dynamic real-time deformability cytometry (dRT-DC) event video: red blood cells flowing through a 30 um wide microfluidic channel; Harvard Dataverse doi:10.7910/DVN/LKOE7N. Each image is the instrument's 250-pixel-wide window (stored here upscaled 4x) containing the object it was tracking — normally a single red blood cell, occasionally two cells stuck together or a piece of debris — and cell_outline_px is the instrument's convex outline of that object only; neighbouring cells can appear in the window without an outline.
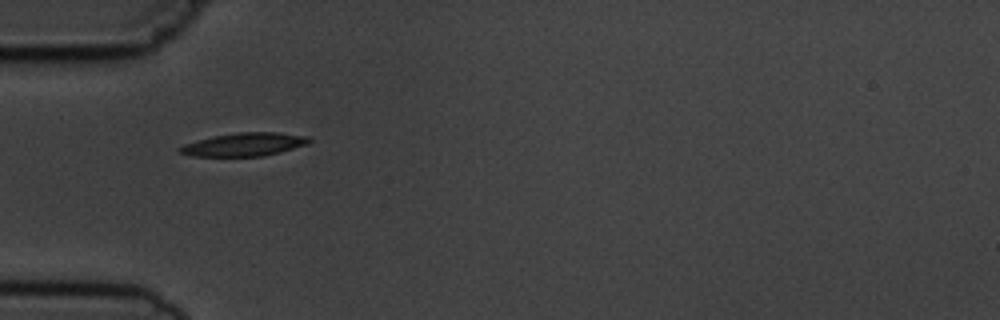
{"species": "common noctule bat (a hibernating species)", "species_latin": "Nyctalus noctula", "temperature_condition": "cold", "stored_images_in_passage": 5, "camera_frame_rate_fps": 3000, "um_per_image_px": 0.085, "animal": {"sex": "male", "body_mass_g": 19.5, "forearm_length_mm": 54.6}, "frame": {"image": 1, "passage_image": 1, "time_ms": 0.0, "image_size_px": [1000, 320], "cell_outline_px": [[312, 140], [308, 144], [280, 152], [264, 156], [192, 156], [180, 152], [176, 148], [184, 144], [212, 136], [236, 132], [280, 132], [312, 136]], "centroid_in_image_um": [20.81, 12.26], "position_along_channel_um": 64.2, "area_um2": 17.74}}
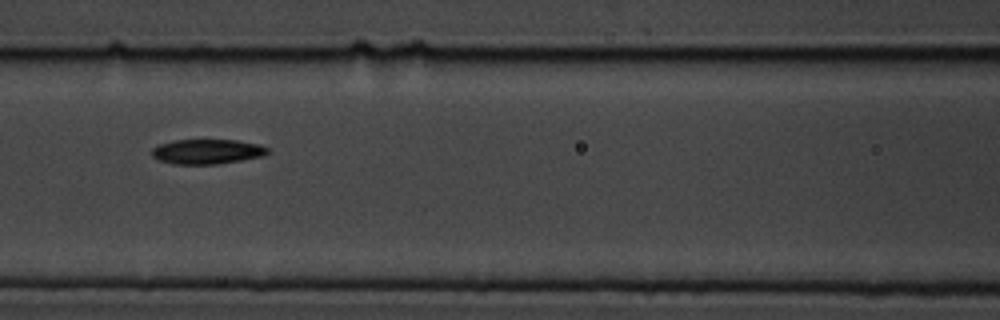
{"frame": {"image": 2, "passage_image": 3, "time_ms": 2.333, "image_size_px": [1000, 320], "cell_outline_px": [[268, 152], [264, 156], [220, 164], [172, 164], [156, 160], [152, 156], [152, 148], [160, 144], [176, 140], [236, 140], [260, 144], [268, 148]], "centroid_in_image_um": [17.6, 12.89], "position_along_channel_um": 149.0, "area_um2": 16.88}}
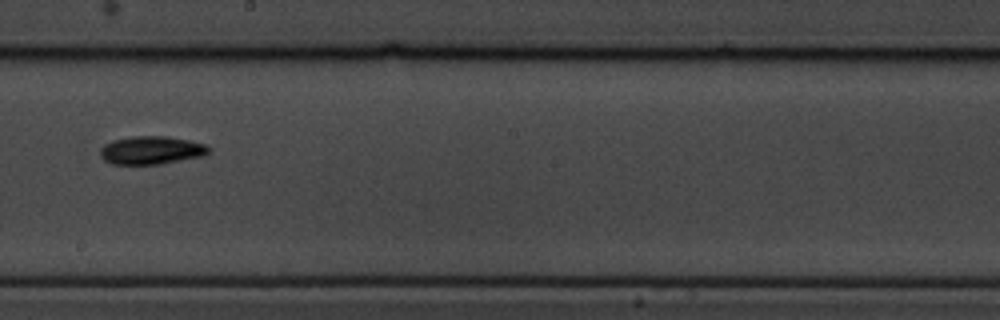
{"frame": {"image": 3, "passage_image": 5, "time_ms": 4.667, "image_size_px": [1000, 320], "cell_outline_px": [[212, 152], [204, 156], [160, 164], [112, 164], [104, 160], [100, 156], [100, 148], [104, 144], [112, 140], [128, 136], [168, 136], [188, 140], [204, 144]], "centroid_in_image_um": [12.84, 12.76], "position_along_channel_um": 235.4, "area_um2": 17.98}}